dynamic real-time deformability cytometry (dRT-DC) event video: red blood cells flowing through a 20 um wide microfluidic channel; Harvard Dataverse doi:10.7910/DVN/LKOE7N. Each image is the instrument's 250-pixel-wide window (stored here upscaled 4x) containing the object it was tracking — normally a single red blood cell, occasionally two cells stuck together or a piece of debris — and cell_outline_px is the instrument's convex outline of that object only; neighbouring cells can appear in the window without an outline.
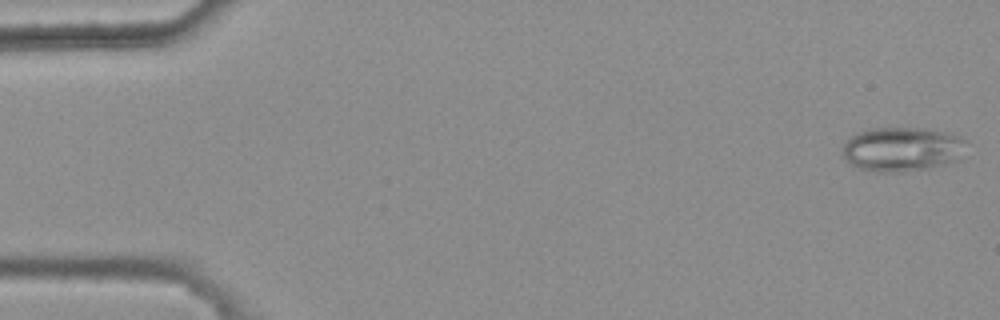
{"species": "common noctule bat (a hibernating species)", "species_latin": "Nyctalus noctula", "temperature_condition": "warm", "stored_images_in_passage": 5, "camera_frame_rate_fps": 3000, "um_per_image_px": 0.085, "animal": {"sex": "female", "body_mass_g": 25.1}, "frame": {"image": 1, "passage_image": 1, "time_ms": 0.0, "image_size_px": [1000, 320], "cell_outline_px": [[968, 140], [960, 160], [928, 168], [904, 172], [880, 172], [860, 168], [852, 164], [844, 156], [844, 144], [852, 136], [860, 132], [872, 128], [924, 128], [956, 136]], "centroid_in_image_um": [76.73, 12.69], "position_along_channel_um": 8.3, "area_um2": 31.62}}